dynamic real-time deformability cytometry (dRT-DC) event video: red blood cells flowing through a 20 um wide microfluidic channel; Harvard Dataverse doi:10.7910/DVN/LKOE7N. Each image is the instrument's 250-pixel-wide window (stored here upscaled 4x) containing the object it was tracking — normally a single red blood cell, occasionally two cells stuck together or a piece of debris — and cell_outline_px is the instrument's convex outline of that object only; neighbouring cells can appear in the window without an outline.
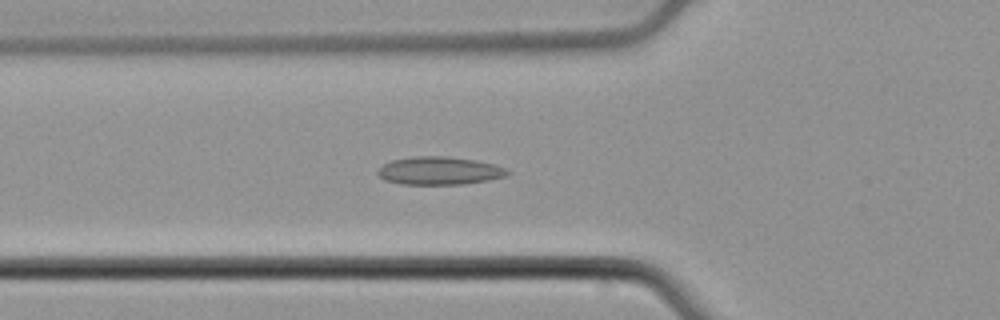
{"species": "common noctule bat (a hibernating species)", "species_latin": "Nyctalus noctula", "temperature_condition": "cold", "stored_images_in_passage": 56, "camera_frame_rate_fps": 3000, "um_per_image_px": 0.085, "animal": {"sex": "male", "body_mass_g": 21.5, "forearm_length_mm": 52.0}, "frame": {"image": 1, "passage_image": 20, "time_ms": 6.333, "image_size_px": [1000, 320], "cell_outline_px": [[512, 172], [508, 176], [488, 180], [464, 184], [400, 184], [384, 180], [376, 172], [384, 164], [392, 160], [416, 156], [444, 156], [476, 160], [496, 164]], "centroid_in_image_um": [37.38, 14.51], "position_along_channel_um": 88.4, "area_um2": 21.21}}
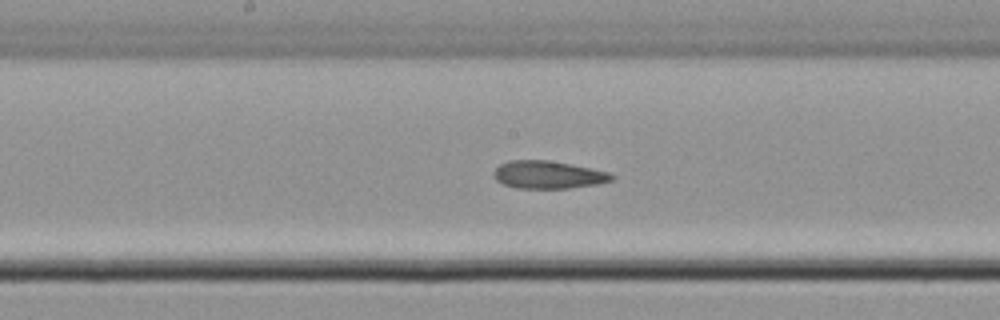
{"frame": {"image": 2, "passage_image": 29, "time_ms": 9.333, "image_size_px": [1000, 320], "cell_outline_px": [[616, 176], [612, 180], [596, 184], [568, 188], [516, 188], [504, 184], [496, 180], [492, 176], [492, 172], [500, 164], [508, 160], [548, 160], [608, 172]], "centroid_in_image_um": [46.53, 14.85], "position_along_channel_um": 201.7, "area_um2": 18.9}}
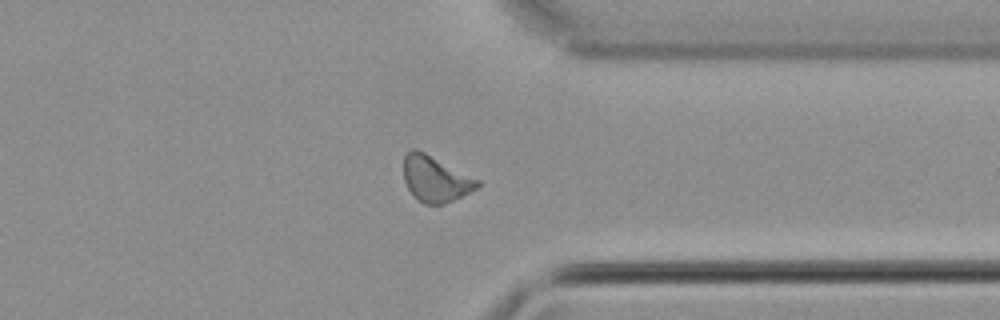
{"frame": {"image": 3, "passage_image": 43, "time_ms": 14.0, "image_size_px": [1000, 320], "cell_outline_px": [[480, 184], [476, 188], [444, 204], [424, 204], [412, 196], [404, 180], [404, 156], [412, 148], [416, 148], [480, 180]], "centroid_in_image_um": [36.98, 15.2], "position_along_channel_um": 374.4, "area_um2": 19.48}, "authors_computed_cell_mechanics": {"area_um2": 19.5364, "velocity_mm_per_s": 3.7712, "shape_relaxation_time_tau1_ms": null, "shape_relaxation_time_tau2_ms": 8.0125, "deformation_change_tau1": null, "deformation_change_tau2": 0.1392}}